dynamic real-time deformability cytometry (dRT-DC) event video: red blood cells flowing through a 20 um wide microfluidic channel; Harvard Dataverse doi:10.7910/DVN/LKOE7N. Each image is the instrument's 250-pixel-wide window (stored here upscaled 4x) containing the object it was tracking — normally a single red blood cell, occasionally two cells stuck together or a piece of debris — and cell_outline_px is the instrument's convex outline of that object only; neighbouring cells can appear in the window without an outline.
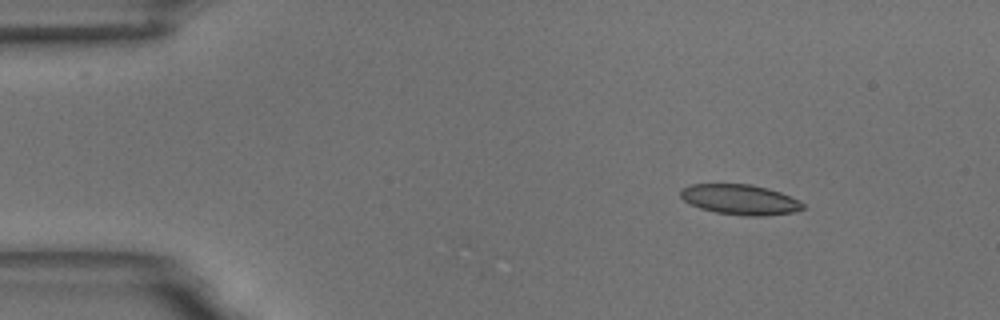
{"species": "common noctule bat (a hibernating species)", "species_latin": "Nyctalus noctula", "temperature_condition": "room temperature", "stored_images_in_passage": 48, "camera_frame_rate_fps": 3000, "um_per_image_px": 0.085, "animal": {"sex": "male", "body_mass_g": 18.8}, "frame": {"image": 1, "passage_image": 1, "time_ms": 0.0, "image_size_px": [1000, 320], "cell_outline_px": [[804, 208], [792, 212], [764, 216], [744, 216], [716, 212], [700, 208], [684, 200], [680, 196], [680, 188], [688, 184], [752, 184], [768, 188], [780, 192], [800, 200], [804, 204]], "centroid_in_image_um": [62.9, 16.95], "position_along_channel_um": 22.1, "area_um2": 21.62}}
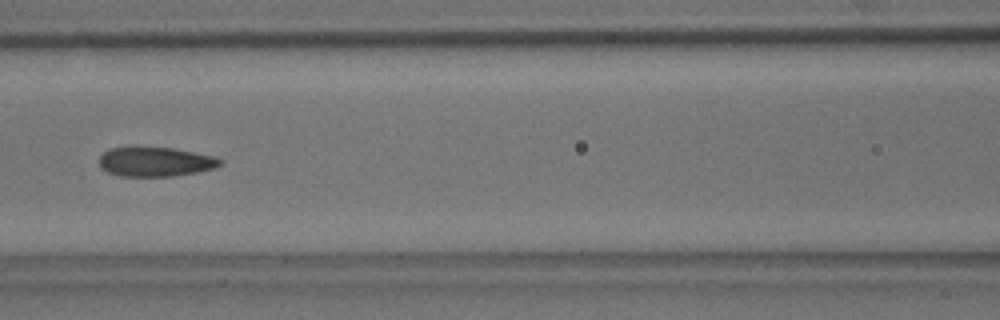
{"frame": {"image": 2, "passage_image": 18, "time_ms": 5.667, "image_size_px": [1000, 320], "cell_outline_px": [[224, 160], [216, 168], [196, 172], [172, 176], [120, 176], [108, 172], [100, 168], [100, 156], [108, 148], [128, 144], [136, 144], [172, 148], [212, 156]], "centroid_in_image_um": [13.12, 13.7], "position_along_channel_um": 153.5, "area_um2": 21.44}}
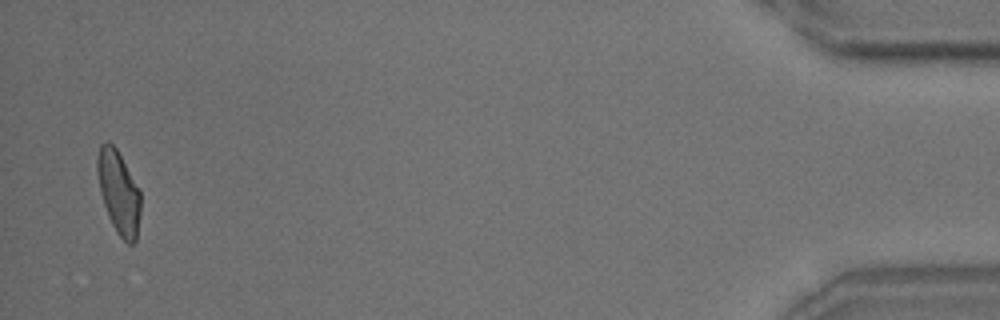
{"frame": {"image": 3, "passage_image": 47, "time_ms": 15.333, "image_size_px": [1000, 320], "cell_outline_px": [[140, 212], [136, 240], [132, 244], [128, 244], [116, 232], [108, 216], [100, 192], [96, 172], [96, 160], [100, 144], [108, 140], [116, 148], [140, 192]], "centroid_in_image_um": [10.06, 16.34], "position_along_channel_um": 425.1, "area_um2": 20.81}, "authors_computed_cell_mechanics": {"area_um2": 21.4438, "velocity_mm_per_s": 3.6951, "shape_relaxation_time_tau1_ms": 6.677, "shape_relaxation_time_tau2_ms": 1.6032, "deformation_change_tau1": 0.1633, "deformation_change_tau2": 0.0869}}